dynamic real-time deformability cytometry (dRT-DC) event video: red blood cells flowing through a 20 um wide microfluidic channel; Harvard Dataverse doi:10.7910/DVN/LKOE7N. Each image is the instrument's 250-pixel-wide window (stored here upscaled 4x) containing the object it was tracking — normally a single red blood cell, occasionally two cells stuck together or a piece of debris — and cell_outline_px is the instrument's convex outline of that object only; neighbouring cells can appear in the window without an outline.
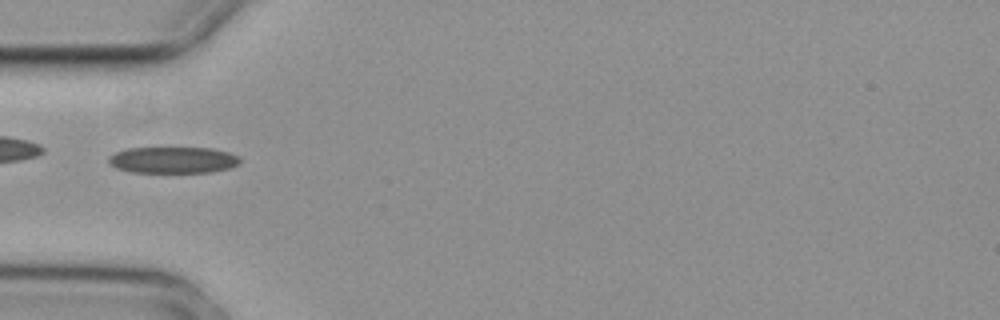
{"species": "common noctule bat (a hibernating species)", "species_latin": "Nyctalus noctula", "temperature_condition": "cold", "stored_images_in_passage": 1, "camera_frame_rate_fps": 3000, "um_per_image_px": 0.085, "animal": {"sex": "female", "body_mass_g": 29.2, "forearm_length_mm": 56.3}, "frame": {"image": 1, "passage_image": 1, "time_ms": 0.0, "image_size_px": [1000, 320], "cell_outline_px": [[240, 160], [236, 164], [228, 168], [208, 172], [132, 172], [116, 168], [108, 164], [108, 156], [116, 152], [128, 148], [212, 148], [228, 152], [240, 156]], "centroid_in_image_um": [14.66, 13.59], "position_along_channel_um": 70.3, "area_um2": 20.11}}